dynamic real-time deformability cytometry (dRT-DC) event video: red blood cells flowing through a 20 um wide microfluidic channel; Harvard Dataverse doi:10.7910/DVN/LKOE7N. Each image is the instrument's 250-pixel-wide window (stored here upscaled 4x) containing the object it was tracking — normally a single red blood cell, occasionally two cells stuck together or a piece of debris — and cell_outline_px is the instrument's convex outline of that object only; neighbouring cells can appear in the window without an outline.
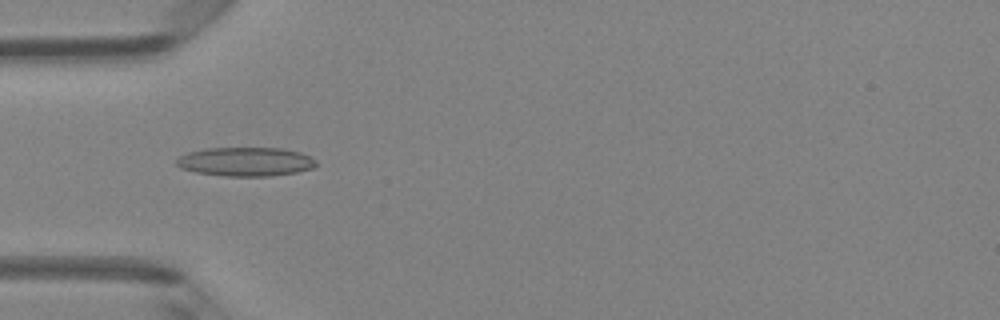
{"species": "Egyptian fruit bat (a non-hibernating species)", "species_latin": "Rousettus aegyptiacus", "temperature_condition": "room temperature", "stored_images_in_passage": 5, "camera_frame_rate_fps": 3000, "um_per_image_px": 0.085, "animal": {"sex": "female"}, "frame": {"image": 1, "passage_image": 4, "time_ms": 1.0, "image_size_px": [1000, 320], "cell_outline_px": [[316, 164], [312, 168], [296, 172], [272, 176], [224, 176], [196, 172], [180, 168], [176, 164], [176, 160], [180, 156], [188, 152], [204, 148], [284, 148], [300, 152], [316, 160]], "centroid_in_image_um": [20.86, 13.74], "position_along_channel_um": 64.1, "area_um2": 23.58}}
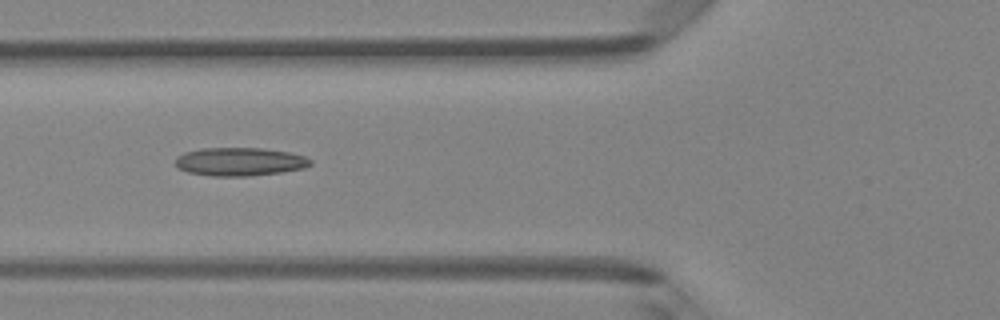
{"frame": {"image": 2, "passage_image": 5, "time_ms": 1.333, "image_size_px": [1000, 320], "cell_outline_px": [[312, 164], [304, 168], [280, 172], [252, 176], [212, 176], [188, 172], [176, 168], [176, 156], [184, 152], [204, 148], [260, 148], [288, 152], [304, 156], [312, 160]], "centroid_in_image_um": [20.36, 13.75], "position_along_channel_um": 105.4, "area_um2": 22.31}}